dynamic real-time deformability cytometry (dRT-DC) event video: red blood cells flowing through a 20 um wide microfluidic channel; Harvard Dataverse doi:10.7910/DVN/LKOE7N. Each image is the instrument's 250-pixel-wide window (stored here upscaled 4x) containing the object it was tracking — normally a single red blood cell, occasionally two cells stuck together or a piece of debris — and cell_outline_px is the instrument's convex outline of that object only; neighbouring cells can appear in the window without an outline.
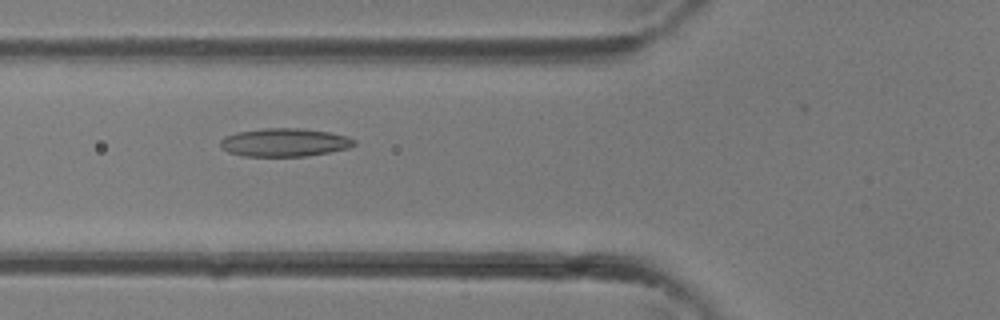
{"species": "common noctule bat (a hibernating species)", "species_latin": "Nyctalus noctula", "temperature_condition": "room temperature", "stored_images_in_passage": 37, "camera_frame_rate_fps": 3000, "um_per_image_px": 0.085, "animal": {"sex": "female"}, "frame": {"image": 1, "passage_image": 14, "time_ms": 4.333, "image_size_px": [1000, 320], "cell_outline_px": [[356, 144], [348, 148], [308, 156], [244, 156], [228, 152], [220, 144], [220, 140], [224, 136], [236, 132], [264, 128], [300, 128], [328, 132], [348, 136], [356, 140]], "centroid_in_image_um": [24.19, 12.1], "position_along_channel_um": 101.6, "area_um2": 22.02}}
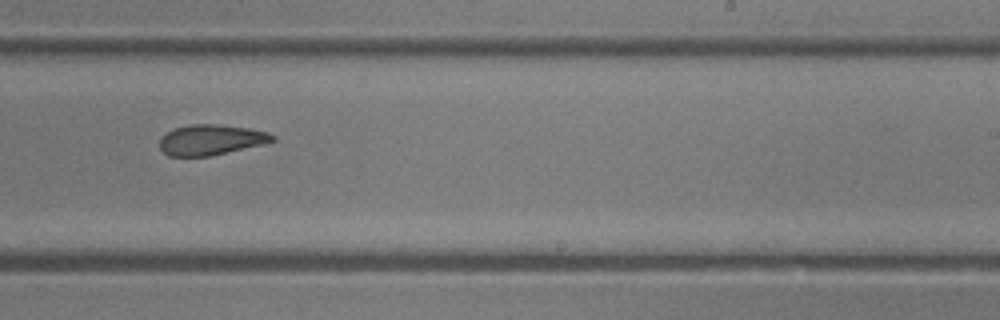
{"frame": {"image": 2, "passage_image": 23, "time_ms": 7.333, "image_size_px": [1000, 320], "cell_outline_px": [[276, 140], [264, 144], [212, 156], [168, 156], [160, 148], [160, 140], [168, 132], [176, 128], [188, 124], [216, 124], [248, 128], [268, 132], [276, 136]], "centroid_in_image_um": [17.97, 11.89], "position_along_channel_um": 271.0, "area_um2": 20.0}}
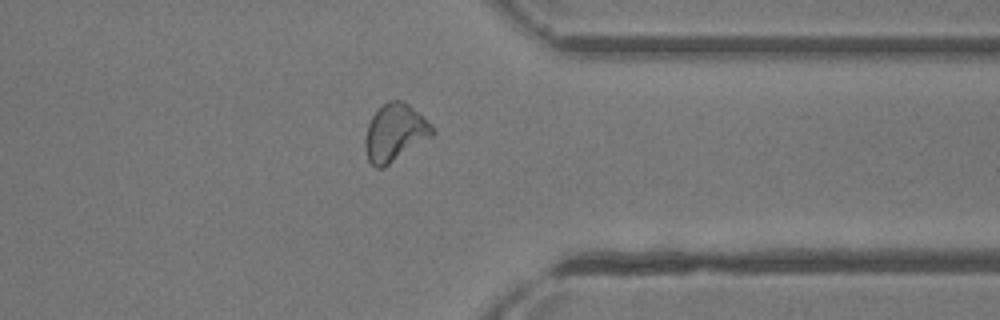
{"frame": {"image": 3, "passage_image": 29, "time_ms": 9.333, "image_size_px": [1000, 320], "cell_outline_px": [[436, 132], [432, 136], [384, 168], [376, 168], [368, 160], [364, 148], [364, 140], [368, 124], [372, 116], [388, 100], [400, 100], [408, 104]], "centroid_in_image_um": [33.52, 11.32], "position_along_channel_um": 377.9, "area_um2": 22.02}}